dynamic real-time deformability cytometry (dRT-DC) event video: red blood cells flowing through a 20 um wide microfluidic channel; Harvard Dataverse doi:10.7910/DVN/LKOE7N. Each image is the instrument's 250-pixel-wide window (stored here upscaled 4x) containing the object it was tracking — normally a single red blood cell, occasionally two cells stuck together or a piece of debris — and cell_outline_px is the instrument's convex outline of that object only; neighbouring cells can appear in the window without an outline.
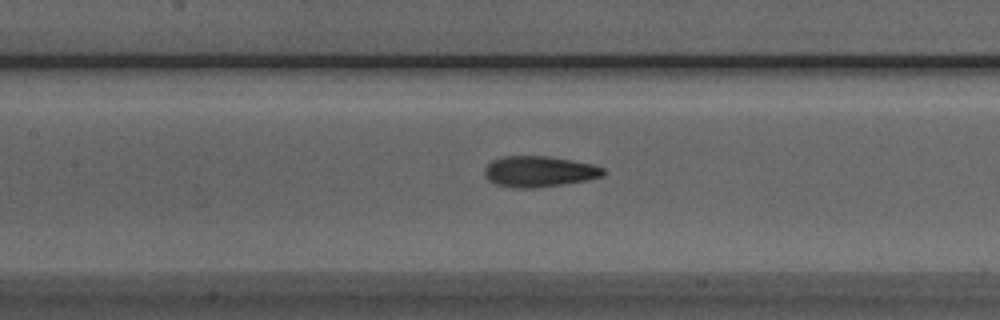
{"species": "Egyptian fruit bat (a non-hibernating species)", "species_latin": "Rousettus aegyptiacus", "temperature_condition": "room temperature", "stored_images_in_passage": 40, "camera_frame_rate_fps": 3000, "um_per_image_px": 0.085, "animal": {"sex": "male"}, "frame": {"image": 1, "passage_image": 18, "time_ms": 5.667, "image_size_px": [1000, 320], "cell_outline_px": [[604, 176], [588, 180], [536, 188], [512, 188], [496, 184], [488, 180], [484, 176], [484, 168], [492, 160], [504, 156], [548, 156], [572, 160], [592, 164], [604, 168]], "centroid_in_image_um": [45.81, 14.58], "position_along_channel_um": 161.6, "area_um2": 21.5}}
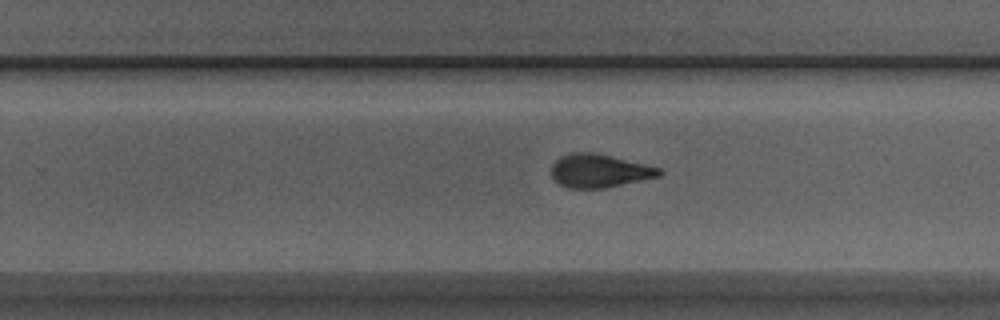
{"frame": {"image": 2, "passage_image": 27, "time_ms": 8.667, "image_size_px": [1000, 320], "cell_outline_px": [[664, 172], [660, 176], [604, 188], [568, 188], [560, 184], [552, 176], [552, 164], [560, 156], [572, 152], [592, 152], [644, 164], [660, 168]], "centroid_in_image_um": [50.93, 14.52], "position_along_channel_um": 278.9, "area_um2": 20.69}}
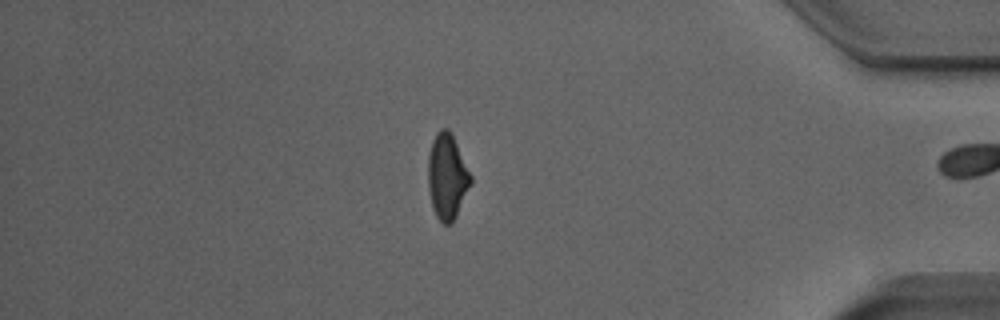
{"frame": {"image": 3, "passage_image": 39, "time_ms": 12.667, "image_size_px": [1000, 320], "cell_outline_px": [[472, 184], [452, 224], [444, 224], [436, 216], [432, 208], [428, 188], [428, 156], [432, 140], [436, 132], [440, 128], [448, 128], [452, 132], [472, 176]], "centroid_in_image_um": [38.01, 14.98], "position_along_channel_um": 397.2, "area_um2": 21.62}, "authors_computed_cell_mechanics": {"area_um2": 21.1837, "velocity_mm_per_s": 3.9225, "shape_relaxation_time_tau1_ms": 3.8604, "shape_relaxation_time_tau2_ms": 2.0731, "deformation_change_tau1": 0.146, "deformation_change_tau2": 0.088}}